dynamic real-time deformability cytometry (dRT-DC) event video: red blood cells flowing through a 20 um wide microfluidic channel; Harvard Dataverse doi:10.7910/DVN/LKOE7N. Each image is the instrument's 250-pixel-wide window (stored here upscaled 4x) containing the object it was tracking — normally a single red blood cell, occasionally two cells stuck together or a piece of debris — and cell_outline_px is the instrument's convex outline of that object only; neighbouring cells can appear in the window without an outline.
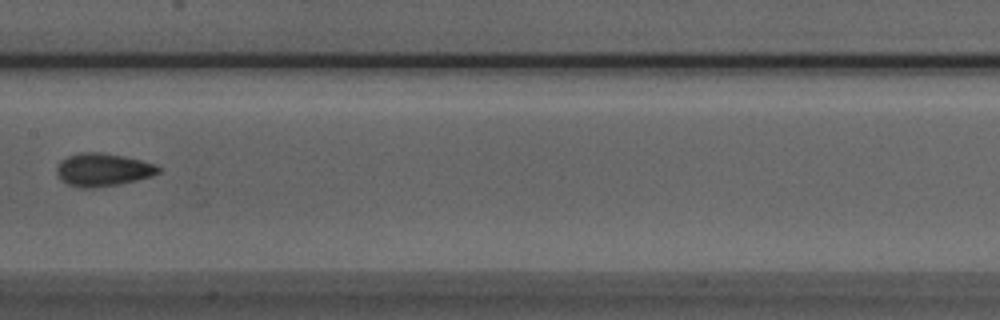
{"species": "Egyptian fruit bat (a non-hibernating species)", "species_latin": "Rousettus aegyptiacus", "temperature_condition": "room temperature", "stored_images_in_passage": 7, "camera_frame_rate_fps": 3000, "um_per_image_px": 0.085, "animal": {"sex": "male"}, "frame": {"image": 1, "passage_image": 7, "time_ms": 2.0, "image_size_px": [1000, 320], "cell_outline_px": [[164, 168], [160, 172], [152, 176], [120, 184], [92, 188], [80, 188], [68, 184], [60, 180], [56, 172], [56, 168], [60, 160], [68, 156], [80, 152], [100, 152], [124, 156], [156, 164]], "centroid_in_image_um": [8.75, 14.43], "position_along_channel_um": 198.6, "area_um2": 19.77}}